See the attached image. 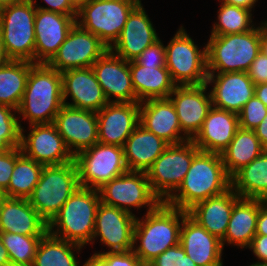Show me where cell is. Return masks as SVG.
Wrapping results in <instances>:
<instances>
[{"instance_id":"obj_1","label":"cell","mask_w":267,"mask_h":266,"mask_svg":"<svg viewBox=\"0 0 267 266\" xmlns=\"http://www.w3.org/2000/svg\"><path fill=\"white\" fill-rule=\"evenodd\" d=\"M231 188L219 153L200 151L178 189L165 203L180 210H189L196 203L223 194Z\"/></svg>"},{"instance_id":"obj_2","label":"cell","mask_w":267,"mask_h":266,"mask_svg":"<svg viewBox=\"0 0 267 266\" xmlns=\"http://www.w3.org/2000/svg\"><path fill=\"white\" fill-rule=\"evenodd\" d=\"M187 214L185 210L161 202L143 218L137 217L133 252L144 264L151 263L168 248L179 244L182 221ZM137 241L140 242L138 246Z\"/></svg>"},{"instance_id":"obj_3","label":"cell","mask_w":267,"mask_h":266,"mask_svg":"<svg viewBox=\"0 0 267 266\" xmlns=\"http://www.w3.org/2000/svg\"><path fill=\"white\" fill-rule=\"evenodd\" d=\"M63 105L61 72L47 64H34L17 114L28 120L29 125L50 124Z\"/></svg>"},{"instance_id":"obj_4","label":"cell","mask_w":267,"mask_h":266,"mask_svg":"<svg viewBox=\"0 0 267 266\" xmlns=\"http://www.w3.org/2000/svg\"><path fill=\"white\" fill-rule=\"evenodd\" d=\"M100 202L98 190L80 186L48 223V232L85 247L93 240Z\"/></svg>"},{"instance_id":"obj_5","label":"cell","mask_w":267,"mask_h":266,"mask_svg":"<svg viewBox=\"0 0 267 266\" xmlns=\"http://www.w3.org/2000/svg\"><path fill=\"white\" fill-rule=\"evenodd\" d=\"M209 38L207 73L247 72L261 52V23L249 32L210 35Z\"/></svg>"},{"instance_id":"obj_6","label":"cell","mask_w":267,"mask_h":266,"mask_svg":"<svg viewBox=\"0 0 267 266\" xmlns=\"http://www.w3.org/2000/svg\"><path fill=\"white\" fill-rule=\"evenodd\" d=\"M79 187L78 168L75 160L61 165L44 166L39 182L28 201L49 223Z\"/></svg>"},{"instance_id":"obj_7","label":"cell","mask_w":267,"mask_h":266,"mask_svg":"<svg viewBox=\"0 0 267 266\" xmlns=\"http://www.w3.org/2000/svg\"><path fill=\"white\" fill-rule=\"evenodd\" d=\"M36 7L33 0H18L0 10V30L11 60L34 63Z\"/></svg>"},{"instance_id":"obj_8","label":"cell","mask_w":267,"mask_h":266,"mask_svg":"<svg viewBox=\"0 0 267 266\" xmlns=\"http://www.w3.org/2000/svg\"><path fill=\"white\" fill-rule=\"evenodd\" d=\"M141 0H88L77 13L76 23L109 48L119 38L131 11Z\"/></svg>"},{"instance_id":"obj_9","label":"cell","mask_w":267,"mask_h":266,"mask_svg":"<svg viewBox=\"0 0 267 266\" xmlns=\"http://www.w3.org/2000/svg\"><path fill=\"white\" fill-rule=\"evenodd\" d=\"M199 152L192 140L169 145L146 171L151 190L161 202L178 189Z\"/></svg>"},{"instance_id":"obj_10","label":"cell","mask_w":267,"mask_h":266,"mask_svg":"<svg viewBox=\"0 0 267 266\" xmlns=\"http://www.w3.org/2000/svg\"><path fill=\"white\" fill-rule=\"evenodd\" d=\"M187 34L183 26L165 46L166 68L176 85L206 84L207 55L206 45L202 50Z\"/></svg>"},{"instance_id":"obj_11","label":"cell","mask_w":267,"mask_h":266,"mask_svg":"<svg viewBox=\"0 0 267 266\" xmlns=\"http://www.w3.org/2000/svg\"><path fill=\"white\" fill-rule=\"evenodd\" d=\"M74 160L81 187L98 190L115 177L128 171L122 146L97 142L79 152Z\"/></svg>"},{"instance_id":"obj_12","label":"cell","mask_w":267,"mask_h":266,"mask_svg":"<svg viewBox=\"0 0 267 266\" xmlns=\"http://www.w3.org/2000/svg\"><path fill=\"white\" fill-rule=\"evenodd\" d=\"M100 201L131 214L132 207L144 205L147 212L153 211L161 200L153 193L146 172L127 171L98 189Z\"/></svg>"},{"instance_id":"obj_13","label":"cell","mask_w":267,"mask_h":266,"mask_svg":"<svg viewBox=\"0 0 267 266\" xmlns=\"http://www.w3.org/2000/svg\"><path fill=\"white\" fill-rule=\"evenodd\" d=\"M109 47L77 23L47 65L59 72L92 67Z\"/></svg>"},{"instance_id":"obj_14","label":"cell","mask_w":267,"mask_h":266,"mask_svg":"<svg viewBox=\"0 0 267 266\" xmlns=\"http://www.w3.org/2000/svg\"><path fill=\"white\" fill-rule=\"evenodd\" d=\"M29 127L30 132L27 137L23 126L21 127L20 148L26 157L44 166L74 161L73 154L53 123L34 124Z\"/></svg>"},{"instance_id":"obj_15","label":"cell","mask_w":267,"mask_h":266,"mask_svg":"<svg viewBox=\"0 0 267 266\" xmlns=\"http://www.w3.org/2000/svg\"><path fill=\"white\" fill-rule=\"evenodd\" d=\"M208 85H176L168 97L178 115L183 136L193 140L213 107ZM207 94V95H206Z\"/></svg>"},{"instance_id":"obj_16","label":"cell","mask_w":267,"mask_h":266,"mask_svg":"<svg viewBox=\"0 0 267 266\" xmlns=\"http://www.w3.org/2000/svg\"><path fill=\"white\" fill-rule=\"evenodd\" d=\"M135 214L100 202L97 209L94 243L96 237L108 247V252H127L133 250Z\"/></svg>"},{"instance_id":"obj_17","label":"cell","mask_w":267,"mask_h":266,"mask_svg":"<svg viewBox=\"0 0 267 266\" xmlns=\"http://www.w3.org/2000/svg\"><path fill=\"white\" fill-rule=\"evenodd\" d=\"M53 124L74 157L98 142L96 112L63 105Z\"/></svg>"},{"instance_id":"obj_18","label":"cell","mask_w":267,"mask_h":266,"mask_svg":"<svg viewBox=\"0 0 267 266\" xmlns=\"http://www.w3.org/2000/svg\"><path fill=\"white\" fill-rule=\"evenodd\" d=\"M76 18L36 8L34 64H47L54 57Z\"/></svg>"},{"instance_id":"obj_19","label":"cell","mask_w":267,"mask_h":266,"mask_svg":"<svg viewBox=\"0 0 267 266\" xmlns=\"http://www.w3.org/2000/svg\"><path fill=\"white\" fill-rule=\"evenodd\" d=\"M91 68L108 102H138L132 86L130 62L108 50Z\"/></svg>"},{"instance_id":"obj_20","label":"cell","mask_w":267,"mask_h":266,"mask_svg":"<svg viewBox=\"0 0 267 266\" xmlns=\"http://www.w3.org/2000/svg\"><path fill=\"white\" fill-rule=\"evenodd\" d=\"M98 142L124 146L139 125L140 103L109 102L97 111Z\"/></svg>"},{"instance_id":"obj_21","label":"cell","mask_w":267,"mask_h":266,"mask_svg":"<svg viewBox=\"0 0 267 266\" xmlns=\"http://www.w3.org/2000/svg\"><path fill=\"white\" fill-rule=\"evenodd\" d=\"M140 2L129 14L119 38L109 48L116 56L134 61L158 37L153 23Z\"/></svg>"},{"instance_id":"obj_22","label":"cell","mask_w":267,"mask_h":266,"mask_svg":"<svg viewBox=\"0 0 267 266\" xmlns=\"http://www.w3.org/2000/svg\"><path fill=\"white\" fill-rule=\"evenodd\" d=\"M212 84L209 92L213 107L236 114L255 94L247 72L208 73L206 85Z\"/></svg>"},{"instance_id":"obj_23","label":"cell","mask_w":267,"mask_h":266,"mask_svg":"<svg viewBox=\"0 0 267 266\" xmlns=\"http://www.w3.org/2000/svg\"><path fill=\"white\" fill-rule=\"evenodd\" d=\"M61 75L64 105L97 112L109 103L91 67L67 70ZM69 95L71 103L67 101Z\"/></svg>"},{"instance_id":"obj_24","label":"cell","mask_w":267,"mask_h":266,"mask_svg":"<svg viewBox=\"0 0 267 266\" xmlns=\"http://www.w3.org/2000/svg\"><path fill=\"white\" fill-rule=\"evenodd\" d=\"M180 244L197 266H223L221 240L188 214L182 221Z\"/></svg>"},{"instance_id":"obj_25","label":"cell","mask_w":267,"mask_h":266,"mask_svg":"<svg viewBox=\"0 0 267 266\" xmlns=\"http://www.w3.org/2000/svg\"><path fill=\"white\" fill-rule=\"evenodd\" d=\"M139 124L169 145L188 141L183 135L178 115L169 98L149 99L140 102Z\"/></svg>"},{"instance_id":"obj_26","label":"cell","mask_w":267,"mask_h":266,"mask_svg":"<svg viewBox=\"0 0 267 266\" xmlns=\"http://www.w3.org/2000/svg\"><path fill=\"white\" fill-rule=\"evenodd\" d=\"M47 231L48 223L28 199L0 197V232L43 236Z\"/></svg>"},{"instance_id":"obj_27","label":"cell","mask_w":267,"mask_h":266,"mask_svg":"<svg viewBox=\"0 0 267 266\" xmlns=\"http://www.w3.org/2000/svg\"><path fill=\"white\" fill-rule=\"evenodd\" d=\"M238 128V114L212 107L192 141L200 151L220 154L230 144Z\"/></svg>"},{"instance_id":"obj_28","label":"cell","mask_w":267,"mask_h":266,"mask_svg":"<svg viewBox=\"0 0 267 266\" xmlns=\"http://www.w3.org/2000/svg\"><path fill=\"white\" fill-rule=\"evenodd\" d=\"M240 196L232 188L221 195L200 201L187 210L188 215L210 234L222 240L234 203Z\"/></svg>"},{"instance_id":"obj_29","label":"cell","mask_w":267,"mask_h":266,"mask_svg":"<svg viewBox=\"0 0 267 266\" xmlns=\"http://www.w3.org/2000/svg\"><path fill=\"white\" fill-rule=\"evenodd\" d=\"M168 146L166 141L139 124L123 146L128 170L146 172Z\"/></svg>"},{"instance_id":"obj_30","label":"cell","mask_w":267,"mask_h":266,"mask_svg":"<svg viewBox=\"0 0 267 266\" xmlns=\"http://www.w3.org/2000/svg\"><path fill=\"white\" fill-rule=\"evenodd\" d=\"M264 201L240 197L234 203L225 236L221 240L223 248L227 242L228 245L247 249L256 235L259 207Z\"/></svg>"},{"instance_id":"obj_31","label":"cell","mask_w":267,"mask_h":266,"mask_svg":"<svg viewBox=\"0 0 267 266\" xmlns=\"http://www.w3.org/2000/svg\"><path fill=\"white\" fill-rule=\"evenodd\" d=\"M130 72L138 103L168 98L176 87L166 66H142L134 60L130 61Z\"/></svg>"},{"instance_id":"obj_32","label":"cell","mask_w":267,"mask_h":266,"mask_svg":"<svg viewBox=\"0 0 267 266\" xmlns=\"http://www.w3.org/2000/svg\"><path fill=\"white\" fill-rule=\"evenodd\" d=\"M266 149L254 130L238 128L230 144L220 153L226 173L232 177Z\"/></svg>"},{"instance_id":"obj_33","label":"cell","mask_w":267,"mask_h":266,"mask_svg":"<svg viewBox=\"0 0 267 266\" xmlns=\"http://www.w3.org/2000/svg\"><path fill=\"white\" fill-rule=\"evenodd\" d=\"M231 188L241 198L267 201V149L231 177Z\"/></svg>"},{"instance_id":"obj_34","label":"cell","mask_w":267,"mask_h":266,"mask_svg":"<svg viewBox=\"0 0 267 266\" xmlns=\"http://www.w3.org/2000/svg\"><path fill=\"white\" fill-rule=\"evenodd\" d=\"M33 62L11 60L0 67V104L18 109Z\"/></svg>"},{"instance_id":"obj_35","label":"cell","mask_w":267,"mask_h":266,"mask_svg":"<svg viewBox=\"0 0 267 266\" xmlns=\"http://www.w3.org/2000/svg\"><path fill=\"white\" fill-rule=\"evenodd\" d=\"M82 248L47 231L38 244L32 266H80L74 252L79 253Z\"/></svg>"},{"instance_id":"obj_36","label":"cell","mask_w":267,"mask_h":266,"mask_svg":"<svg viewBox=\"0 0 267 266\" xmlns=\"http://www.w3.org/2000/svg\"><path fill=\"white\" fill-rule=\"evenodd\" d=\"M44 165L26 157L20 147H16V162L4 197L28 199L39 182Z\"/></svg>"},{"instance_id":"obj_37","label":"cell","mask_w":267,"mask_h":266,"mask_svg":"<svg viewBox=\"0 0 267 266\" xmlns=\"http://www.w3.org/2000/svg\"><path fill=\"white\" fill-rule=\"evenodd\" d=\"M252 11L221 2L217 22L213 24L211 35H227L249 32L254 29Z\"/></svg>"},{"instance_id":"obj_38","label":"cell","mask_w":267,"mask_h":266,"mask_svg":"<svg viewBox=\"0 0 267 266\" xmlns=\"http://www.w3.org/2000/svg\"><path fill=\"white\" fill-rule=\"evenodd\" d=\"M0 238L8 251L11 266H32L42 236H26L0 232Z\"/></svg>"},{"instance_id":"obj_39","label":"cell","mask_w":267,"mask_h":266,"mask_svg":"<svg viewBox=\"0 0 267 266\" xmlns=\"http://www.w3.org/2000/svg\"><path fill=\"white\" fill-rule=\"evenodd\" d=\"M14 108L0 104V152L20 147L21 121Z\"/></svg>"},{"instance_id":"obj_40","label":"cell","mask_w":267,"mask_h":266,"mask_svg":"<svg viewBox=\"0 0 267 266\" xmlns=\"http://www.w3.org/2000/svg\"><path fill=\"white\" fill-rule=\"evenodd\" d=\"M266 114L267 107L254 95L238 113L239 127L254 130L263 121Z\"/></svg>"},{"instance_id":"obj_41","label":"cell","mask_w":267,"mask_h":266,"mask_svg":"<svg viewBox=\"0 0 267 266\" xmlns=\"http://www.w3.org/2000/svg\"><path fill=\"white\" fill-rule=\"evenodd\" d=\"M154 266H197L185 253L181 244L168 248L158 255L152 262Z\"/></svg>"},{"instance_id":"obj_42","label":"cell","mask_w":267,"mask_h":266,"mask_svg":"<svg viewBox=\"0 0 267 266\" xmlns=\"http://www.w3.org/2000/svg\"><path fill=\"white\" fill-rule=\"evenodd\" d=\"M135 61L142 66H166V50L161 40L147 47Z\"/></svg>"},{"instance_id":"obj_43","label":"cell","mask_w":267,"mask_h":266,"mask_svg":"<svg viewBox=\"0 0 267 266\" xmlns=\"http://www.w3.org/2000/svg\"><path fill=\"white\" fill-rule=\"evenodd\" d=\"M109 266H144V263L138 258L133 250L127 252H96Z\"/></svg>"},{"instance_id":"obj_44","label":"cell","mask_w":267,"mask_h":266,"mask_svg":"<svg viewBox=\"0 0 267 266\" xmlns=\"http://www.w3.org/2000/svg\"><path fill=\"white\" fill-rule=\"evenodd\" d=\"M16 162V148L0 152V191L3 193L9 185Z\"/></svg>"},{"instance_id":"obj_45","label":"cell","mask_w":267,"mask_h":266,"mask_svg":"<svg viewBox=\"0 0 267 266\" xmlns=\"http://www.w3.org/2000/svg\"><path fill=\"white\" fill-rule=\"evenodd\" d=\"M254 85L267 83V56L260 52L247 71Z\"/></svg>"},{"instance_id":"obj_46","label":"cell","mask_w":267,"mask_h":266,"mask_svg":"<svg viewBox=\"0 0 267 266\" xmlns=\"http://www.w3.org/2000/svg\"><path fill=\"white\" fill-rule=\"evenodd\" d=\"M48 5V7L38 6L36 0L34 6L38 9L55 12L64 15L77 16V11L68 3V0H43Z\"/></svg>"},{"instance_id":"obj_47","label":"cell","mask_w":267,"mask_h":266,"mask_svg":"<svg viewBox=\"0 0 267 266\" xmlns=\"http://www.w3.org/2000/svg\"><path fill=\"white\" fill-rule=\"evenodd\" d=\"M259 260L255 263L267 264V236L255 235L250 245L247 247Z\"/></svg>"},{"instance_id":"obj_48","label":"cell","mask_w":267,"mask_h":266,"mask_svg":"<svg viewBox=\"0 0 267 266\" xmlns=\"http://www.w3.org/2000/svg\"><path fill=\"white\" fill-rule=\"evenodd\" d=\"M256 235L267 236V201H264L259 207V214L256 224Z\"/></svg>"},{"instance_id":"obj_49","label":"cell","mask_w":267,"mask_h":266,"mask_svg":"<svg viewBox=\"0 0 267 266\" xmlns=\"http://www.w3.org/2000/svg\"><path fill=\"white\" fill-rule=\"evenodd\" d=\"M257 138L260 140L261 145L267 149V114L263 121L254 129Z\"/></svg>"},{"instance_id":"obj_50","label":"cell","mask_w":267,"mask_h":266,"mask_svg":"<svg viewBox=\"0 0 267 266\" xmlns=\"http://www.w3.org/2000/svg\"><path fill=\"white\" fill-rule=\"evenodd\" d=\"M222 3H226V4H230V5H234L237 7H241L244 9H249L252 11V8L255 5L256 2H258V0H220Z\"/></svg>"},{"instance_id":"obj_51","label":"cell","mask_w":267,"mask_h":266,"mask_svg":"<svg viewBox=\"0 0 267 266\" xmlns=\"http://www.w3.org/2000/svg\"><path fill=\"white\" fill-rule=\"evenodd\" d=\"M259 100H261L267 107V83H261L255 85V94Z\"/></svg>"},{"instance_id":"obj_52","label":"cell","mask_w":267,"mask_h":266,"mask_svg":"<svg viewBox=\"0 0 267 266\" xmlns=\"http://www.w3.org/2000/svg\"><path fill=\"white\" fill-rule=\"evenodd\" d=\"M82 266H109V264L100 255L93 254Z\"/></svg>"},{"instance_id":"obj_53","label":"cell","mask_w":267,"mask_h":266,"mask_svg":"<svg viewBox=\"0 0 267 266\" xmlns=\"http://www.w3.org/2000/svg\"><path fill=\"white\" fill-rule=\"evenodd\" d=\"M260 50L267 56V21L261 22V42Z\"/></svg>"},{"instance_id":"obj_54","label":"cell","mask_w":267,"mask_h":266,"mask_svg":"<svg viewBox=\"0 0 267 266\" xmlns=\"http://www.w3.org/2000/svg\"><path fill=\"white\" fill-rule=\"evenodd\" d=\"M0 266H11L8 251L3 245L1 238H0Z\"/></svg>"},{"instance_id":"obj_55","label":"cell","mask_w":267,"mask_h":266,"mask_svg":"<svg viewBox=\"0 0 267 266\" xmlns=\"http://www.w3.org/2000/svg\"><path fill=\"white\" fill-rule=\"evenodd\" d=\"M11 59L5 50L2 32L0 30V67L10 62Z\"/></svg>"},{"instance_id":"obj_56","label":"cell","mask_w":267,"mask_h":266,"mask_svg":"<svg viewBox=\"0 0 267 266\" xmlns=\"http://www.w3.org/2000/svg\"><path fill=\"white\" fill-rule=\"evenodd\" d=\"M88 0H68V3L78 12Z\"/></svg>"},{"instance_id":"obj_57","label":"cell","mask_w":267,"mask_h":266,"mask_svg":"<svg viewBox=\"0 0 267 266\" xmlns=\"http://www.w3.org/2000/svg\"><path fill=\"white\" fill-rule=\"evenodd\" d=\"M18 0H0V8L8 6L9 4L15 3Z\"/></svg>"},{"instance_id":"obj_58","label":"cell","mask_w":267,"mask_h":266,"mask_svg":"<svg viewBox=\"0 0 267 266\" xmlns=\"http://www.w3.org/2000/svg\"><path fill=\"white\" fill-rule=\"evenodd\" d=\"M249 266H267V264H260V263H252Z\"/></svg>"},{"instance_id":"obj_59","label":"cell","mask_w":267,"mask_h":266,"mask_svg":"<svg viewBox=\"0 0 267 266\" xmlns=\"http://www.w3.org/2000/svg\"><path fill=\"white\" fill-rule=\"evenodd\" d=\"M144 266H154L152 263H145Z\"/></svg>"}]
</instances>
